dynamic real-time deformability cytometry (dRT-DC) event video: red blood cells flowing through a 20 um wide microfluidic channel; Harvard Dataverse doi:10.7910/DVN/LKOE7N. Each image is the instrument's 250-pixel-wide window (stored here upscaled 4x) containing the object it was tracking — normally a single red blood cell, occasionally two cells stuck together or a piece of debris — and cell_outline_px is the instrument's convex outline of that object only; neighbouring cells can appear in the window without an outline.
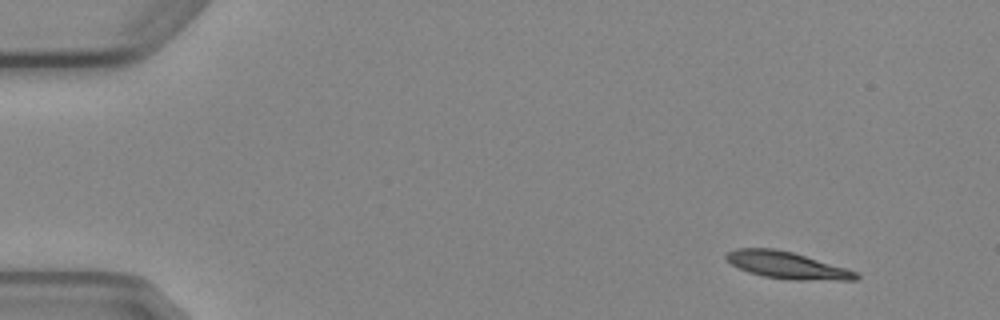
{"species": "Egyptian fruit bat (a non-hibernating species)", "species_latin": "Rousettus aegyptiacus", "temperature_condition": "cold", "stored_images_in_passage": 5, "camera_frame_rate_fps": 3000, "um_per_image_px": 0.085, "animal": {"sex": "female"}, "frame": {"image": 1, "passage_image": 1, "time_ms": 0.0, "image_size_px": [1000, 320], "cell_outline_px": [[860, 276], [856, 280], [788, 280], [764, 276], [748, 272], [732, 264], [724, 256], [728, 252], [736, 248], [776, 248], [792, 252], [848, 268], [856, 272]], "centroid_in_image_um": [66.92, 22.54], "position_along_channel_um": 18.1, "area_um2": 20.4}}
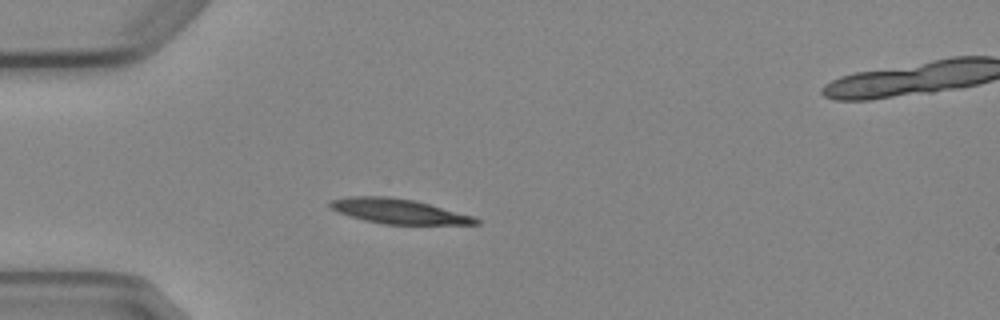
{"frame": {"image": 2, "passage_image": 4, "time_ms": 3.333, "image_size_px": [1000, 320], "cell_outline_px": [[480, 224], [384, 224], [364, 220], [328, 208], [328, 200], [348, 196], [388, 196], [412, 200], [428, 204], [472, 216], [480, 220]], "centroid_in_image_um": [33.8, 17.94], "position_along_channel_um": 51.2, "area_um2": 20.81}}